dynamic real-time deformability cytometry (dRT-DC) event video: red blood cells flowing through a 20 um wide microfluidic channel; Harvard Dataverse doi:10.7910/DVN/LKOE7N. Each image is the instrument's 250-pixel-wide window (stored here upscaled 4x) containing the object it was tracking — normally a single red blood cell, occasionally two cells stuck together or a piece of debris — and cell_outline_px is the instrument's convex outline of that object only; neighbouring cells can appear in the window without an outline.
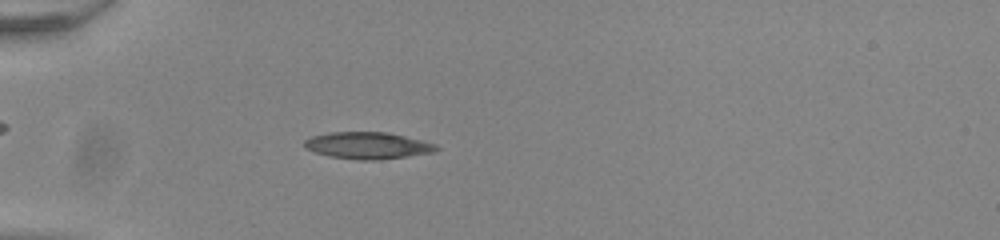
{"species": "common noctule bat (a hibernating species)", "species_latin": "Nyctalus noctula", "temperature_condition": "room temperature", "stored_images_in_passage": 54, "camera_frame_rate_fps": 3000, "um_per_image_px": 0.085, "animal": {"sex": "male", "body_mass_g": 20.0, "forearm_length_mm": 53.3}, "frame": {"image": 1, "passage_image": 17, "time_ms": 5.333, "image_size_px": [1000, 240], "cell_outline_px": [[440, 148], [436, 152], [380, 160], [360, 160], [328, 156], [304, 148], [304, 140], [312, 136], [328, 132], [384, 132], [404, 136], [436, 144]], "centroid_in_image_um": [31.25, 12.37], "position_along_channel_um": 53.7, "area_um2": 20.63}}
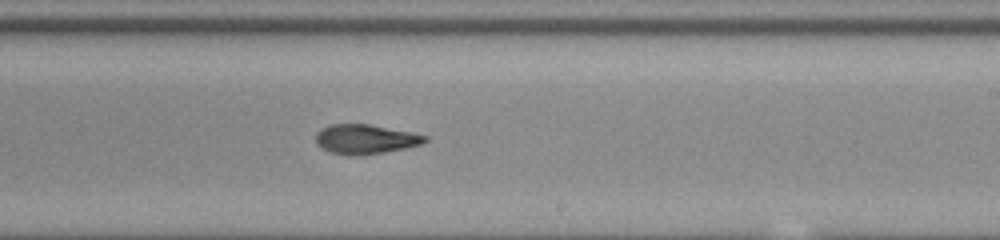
{"frame": {"image": 2, "passage_image": 34, "time_ms": 11.0, "image_size_px": [1000, 240], "cell_outline_px": [[428, 140], [420, 144], [408, 148], [360, 156], [352, 156], [328, 152], [320, 148], [316, 144], [316, 132], [320, 128], [328, 124], [368, 124], [428, 136]], "centroid_in_image_um": [30.99, 11.84], "position_along_channel_um": 258.0, "area_um2": 18.96}}
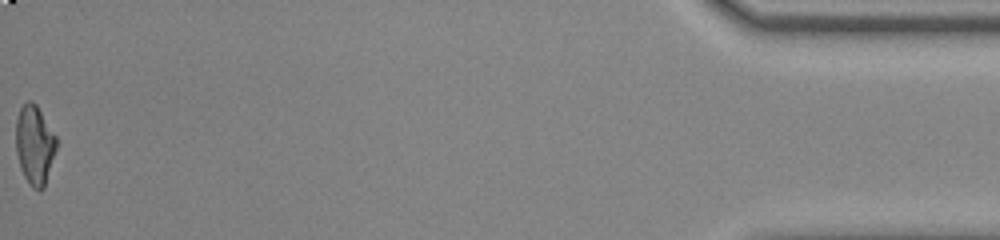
{"frame": {"image": 3, "passage_image": 54, "time_ms": 17.667, "image_size_px": [1000, 240], "cell_outline_px": [[60, 140], [44, 188], [32, 188], [28, 184], [20, 168], [16, 152], [16, 120], [20, 108], [28, 100], [32, 100], [36, 104]], "centroid_in_image_um": [2.97, 12.3], "position_along_channel_um": 432.2, "area_um2": 19.13}, "authors_computed_cell_mechanics": {"area_um2": 19.5942, "velocity_mm_per_s": 3.914, "shape_relaxation_time_tau1_ms": 9.3109, "shape_relaxation_time_tau2_ms": 4.2646, "deformation_change_tau1": 0.2805, "deformation_change_tau2": 0.1029}}